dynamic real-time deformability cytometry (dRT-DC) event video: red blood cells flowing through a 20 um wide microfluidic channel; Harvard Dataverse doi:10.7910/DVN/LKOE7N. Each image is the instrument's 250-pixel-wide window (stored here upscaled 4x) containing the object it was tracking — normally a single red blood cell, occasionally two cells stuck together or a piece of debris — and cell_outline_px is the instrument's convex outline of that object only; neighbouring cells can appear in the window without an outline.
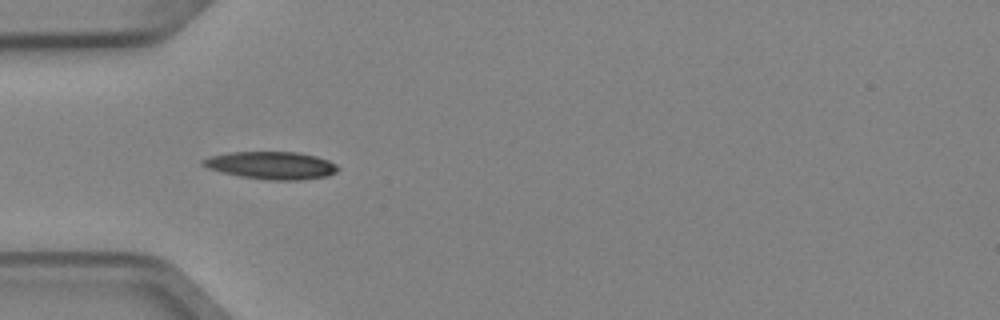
{"species": "Egyptian fruit bat (a non-hibernating species)", "species_latin": "Rousettus aegyptiacus", "temperature_condition": "cold", "stored_images_in_passage": 6, "camera_frame_rate_fps": 3000, "um_per_image_px": 0.085, "animal": {"sex": "female"}, "frame": {"image": 1, "passage_image": 4, "time_ms": 1.0, "image_size_px": [1000, 320], "cell_outline_px": [[340, 168], [336, 172], [328, 176], [300, 180], [268, 180], [240, 176], [208, 168], [200, 164], [200, 160], [212, 156], [228, 152], [296, 152], [316, 156], [328, 160], [336, 164]], "centroid_in_image_um": [23.08, 14.05], "position_along_channel_um": 61.9, "area_um2": 21.68}}
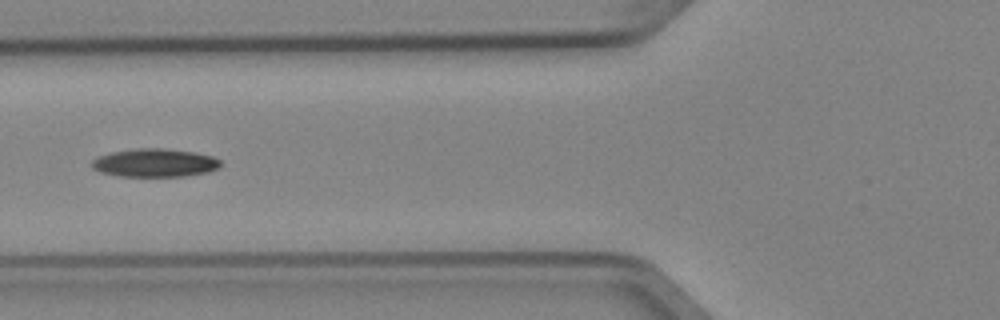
{"frame": {"image": 2, "passage_image": 5, "time_ms": 1.333, "image_size_px": [1000, 320], "cell_outline_px": [[220, 164], [216, 168], [208, 172], [184, 176], [120, 176], [100, 172], [92, 168], [92, 160], [100, 156], [112, 152], [136, 148], [164, 148], [192, 152], [212, 156], [220, 160]], "centroid_in_image_um": [13.14, 13.84], "position_along_channel_um": 112.7, "area_um2": 20.98}}
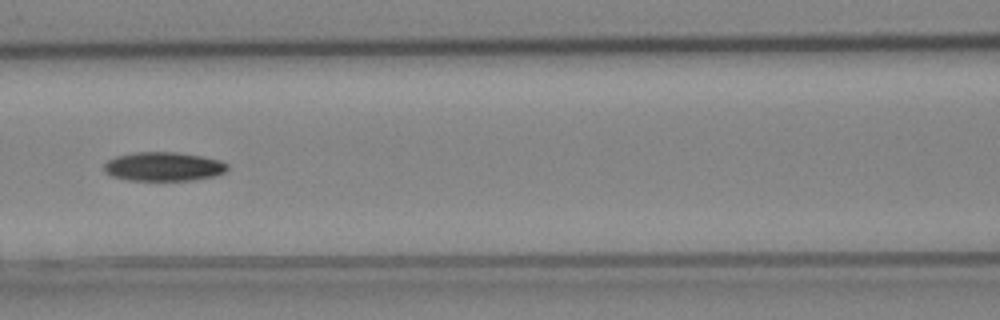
{"frame": {"image": 3, "passage_image": 6, "time_ms": 1.667, "image_size_px": [1000, 320], "cell_outline_px": [[228, 168], [224, 172], [212, 176], [192, 180], [128, 180], [112, 176], [104, 172], [104, 164], [108, 160], [116, 156], [136, 152], [176, 152], [204, 156], [220, 160], [228, 164]], "centroid_in_image_um": [13.89, 14.15], "position_along_channel_um": 152.7, "area_um2": 20.81}}